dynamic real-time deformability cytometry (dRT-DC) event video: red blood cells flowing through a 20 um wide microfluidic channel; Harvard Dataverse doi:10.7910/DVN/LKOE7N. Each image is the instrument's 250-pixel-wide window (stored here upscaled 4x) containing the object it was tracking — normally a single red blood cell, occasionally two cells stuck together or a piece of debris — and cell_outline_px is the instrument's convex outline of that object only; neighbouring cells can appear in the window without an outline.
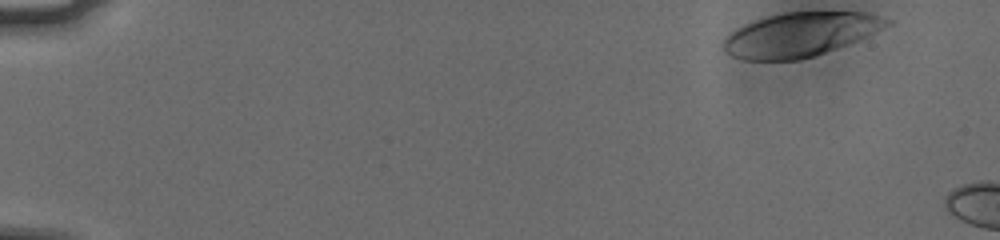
{"species": "human", "species_latin": "Homo sapiens", "temperature_condition": "cold", "stored_images_in_passage": 7, "camera_frame_rate_fps": 3000, "um_per_image_px": 0.085, "donor": {"sex": "male"}, "frame": {"image": 1, "passage_image": 1, "time_ms": 0.0, "image_size_px": [1000, 240], "cell_outline_px": [[892, 24], [856, 40], [824, 52], [812, 56], [796, 60], [744, 60], [732, 56], [724, 52], [720, 44], [724, 36], [736, 28], [752, 20], [764, 16], [784, 12], [864, 12], [892, 20]], "centroid_in_image_um": [67.9, 2.93], "position_along_channel_um": 17.1, "area_um2": 41.96}}